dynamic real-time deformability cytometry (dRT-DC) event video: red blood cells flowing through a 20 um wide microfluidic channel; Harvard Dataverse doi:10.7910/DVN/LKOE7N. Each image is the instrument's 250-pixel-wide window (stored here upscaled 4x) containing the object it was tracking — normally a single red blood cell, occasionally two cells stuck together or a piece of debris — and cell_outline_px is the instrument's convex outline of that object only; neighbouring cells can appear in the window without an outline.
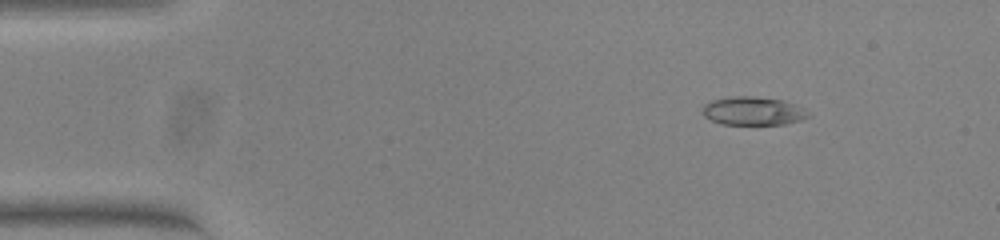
{"species": "common noctule bat (a hibernating species)", "species_latin": "Nyctalus noctula", "temperature_condition": "warm", "stored_images_in_passage": 54, "camera_frame_rate_fps": 3000, "um_per_image_px": 0.085, "animal": {"sex": "female", "body_mass_g": 23.0, "forearm_length_mm": 53.4}, "frame": {"image": 1, "passage_image": 8, "time_ms": 2.333, "image_size_px": [1000, 240], "cell_outline_px": [[812, 116], [800, 120], [784, 124], [720, 124], [704, 116], [704, 104], [712, 100], [732, 96], [752, 96], [784, 100], [804, 108]], "centroid_in_image_um": [64.04, 9.43], "position_along_channel_um": 21.0, "area_um2": 17.46}}
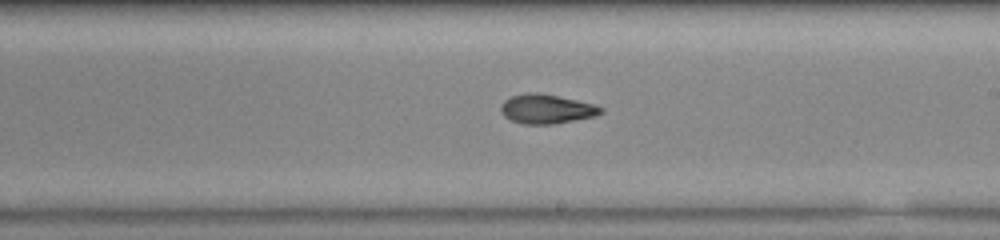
{"frame": {"image": 2, "passage_image": 32, "time_ms": 10.333, "image_size_px": [1000, 240], "cell_outline_px": [[604, 112], [596, 116], [552, 124], [524, 124], [512, 120], [504, 116], [500, 108], [500, 104], [504, 100], [512, 96], [528, 92], [536, 92], [576, 100], [592, 104], [604, 108]], "centroid_in_image_um": [46.45, 9.26], "position_along_channel_um": 242.6, "area_um2": 16.94}}
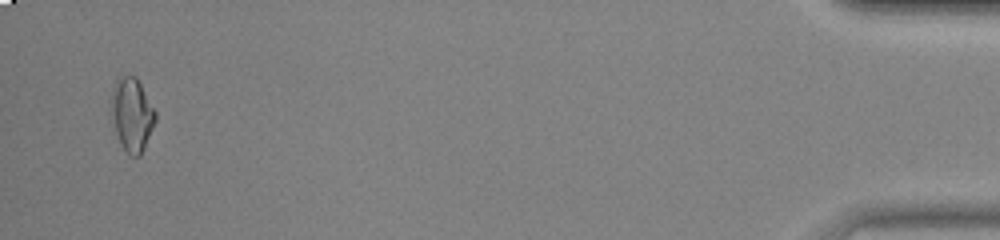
{"frame": {"image": 3, "passage_image": 53, "time_ms": 17.333, "image_size_px": [1000, 240], "cell_outline_px": [[156, 120], [144, 148], [140, 156], [132, 156], [124, 148], [116, 132], [108, 112], [112, 88], [116, 80], [124, 76], [136, 76], [156, 112]], "centroid_in_image_um": [11.18, 9.71], "position_along_channel_um": 424.0, "area_um2": 18.96}, "authors_computed_cell_mechanics": {"area_um2": 17.1088, "velocity_mm_per_s": 3.8357, "shape_relaxation_time_tau1_ms": null, "shape_relaxation_time_tau2_ms": 4.3533, "deformation_change_tau1": null, "deformation_change_tau2": 0.101}}